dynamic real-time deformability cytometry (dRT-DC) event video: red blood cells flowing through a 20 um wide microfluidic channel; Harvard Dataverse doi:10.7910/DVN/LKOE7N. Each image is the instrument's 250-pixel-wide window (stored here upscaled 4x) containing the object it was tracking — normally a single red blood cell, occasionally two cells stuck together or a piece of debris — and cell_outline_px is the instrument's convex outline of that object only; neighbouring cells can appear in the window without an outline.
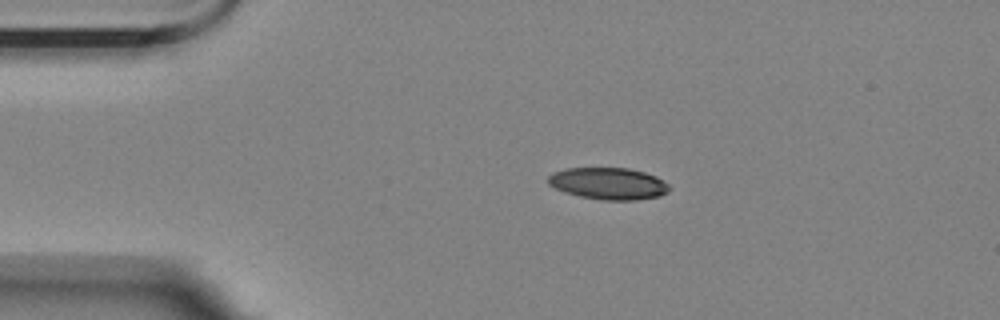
{"species": "Egyptian fruit bat (a non-hibernating species)", "species_latin": "Rousettus aegyptiacus", "temperature_condition": "room temperature", "stored_images_in_passage": 46, "camera_frame_rate_fps": 3000, "um_per_image_px": 0.085, "animal": {"sex": "female"}, "frame": {"image": 1, "passage_image": 1, "time_ms": 0.0, "image_size_px": [1000, 320], "cell_outline_px": [[672, 188], [668, 192], [660, 196], [636, 200], [600, 200], [580, 196], [564, 192], [548, 184], [548, 176], [552, 172], [564, 168], [628, 168], [644, 172], [656, 176], [668, 184]], "centroid_in_image_um": [51.72, 15.6], "position_along_channel_um": 33.3, "area_um2": 22.66}}
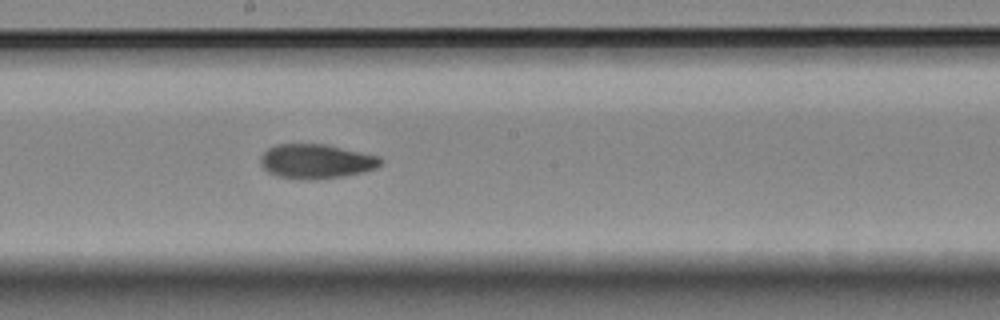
{"frame": {"image": 2, "passage_image": 20, "time_ms": 6.333, "image_size_px": [1000, 320], "cell_outline_px": [[384, 160], [376, 168], [364, 172], [344, 176], [316, 180], [300, 180], [276, 176], [268, 172], [260, 164], [260, 156], [268, 148], [276, 144], [324, 144], [380, 156]], "centroid_in_image_um": [26.86, 13.73], "position_along_channel_um": 221.3, "area_um2": 24.39}}
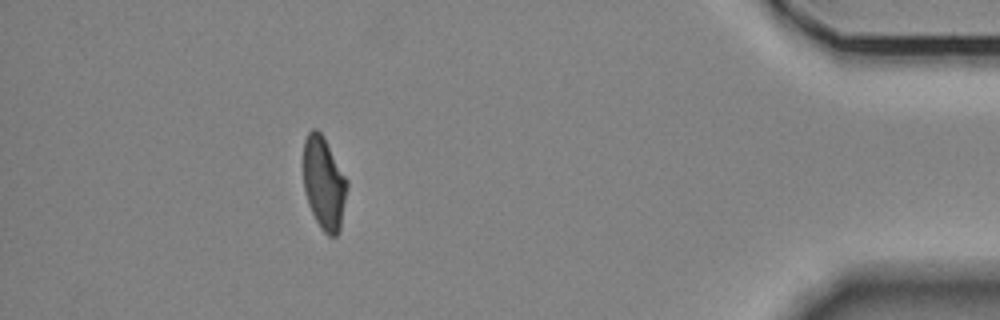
{"frame": {"image": 3, "passage_image": 40, "time_ms": 13.0, "image_size_px": [1000, 320], "cell_outline_px": [[348, 188], [340, 228], [336, 236], [328, 236], [320, 228], [308, 204], [304, 188], [304, 140], [308, 132], [312, 128], [316, 128], [324, 136], [348, 180]], "centroid_in_image_um": [27.55, 15.55], "position_along_channel_um": 407.7, "area_um2": 23.76}, "authors_computed_cell_mechanics": {"area_um2": 24.1026, "velocity_mm_per_s": 3.5763, "shape_relaxation_time_tau1_ms": null, "shape_relaxation_time_tau2_ms": 2.9993, "deformation_change_tau1": null, "deformation_change_tau2": 0.0871}}